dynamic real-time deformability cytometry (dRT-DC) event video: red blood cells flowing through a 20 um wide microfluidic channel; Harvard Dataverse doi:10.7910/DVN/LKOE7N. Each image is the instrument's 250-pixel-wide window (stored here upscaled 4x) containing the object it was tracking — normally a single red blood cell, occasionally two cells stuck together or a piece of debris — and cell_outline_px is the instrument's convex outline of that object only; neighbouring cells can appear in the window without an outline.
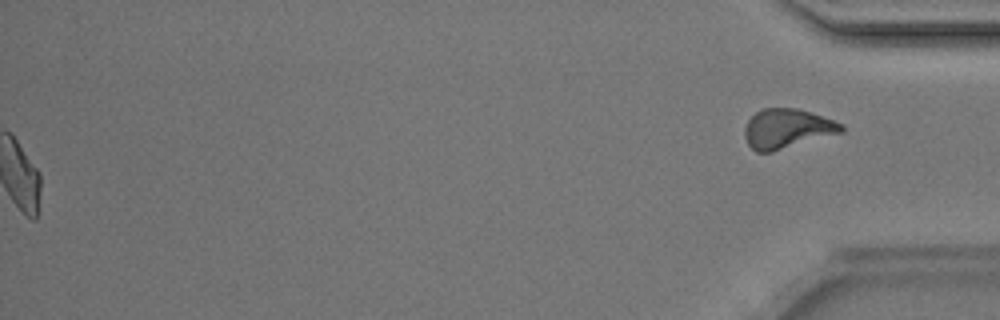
{"species": "Egyptian fruit bat (a non-hibernating species)", "species_latin": "Rousettus aegyptiacus", "temperature_condition": "room temperature", "stored_images_in_passage": 49, "segment_of_instrument_passage": [2, 2], "camera_frame_rate_fps": 3000, "um_per_image_px": 0.085, "animal": {"sex": "male"}, "frame": {"image": 1, "passage_image": 49, "time_ms": 16.0, "image_size_px": [1000, 320], "cell_outline_px": [[844, 132], [772, 152], [756, 152], [748, 144], [744, 136], [744, 128], [748, 120], [756, 112], [764, 108], [796, 108], [812, 112], [844, 124]], "centroid_in_image_um": [66.92, 10.94], "position_along_channel_um": 368.3, "area_um2": 22.43}}